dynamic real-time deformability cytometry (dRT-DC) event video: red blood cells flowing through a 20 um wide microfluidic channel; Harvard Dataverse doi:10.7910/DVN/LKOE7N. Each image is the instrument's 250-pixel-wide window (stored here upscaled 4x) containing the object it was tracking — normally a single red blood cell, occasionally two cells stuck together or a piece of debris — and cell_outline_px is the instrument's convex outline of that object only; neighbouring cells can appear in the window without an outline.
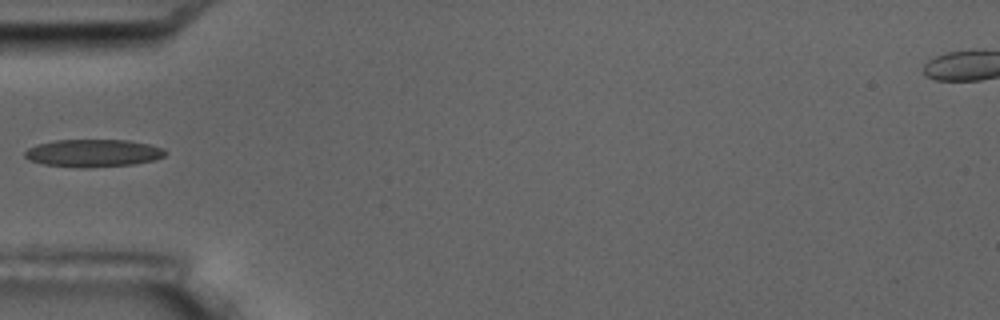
{"species": "common noctule bat (a hibernating species)", "species_latin": "Nyctalus noctula", "temperature_condition": "room temperature", "stored_images_in_passage": 2, "camera_frame_rate_fps": 3000, "um_per_image_px": 0.085, "animal": {"sex": "male", "body_mass_g": 17.5, "forearm_length_mm": 52.3}, "frame": {"image": 1, "passage_image": 2, "time_ms": 1.0, "image_size_px": [1000, 320], "cell_outline_px": [[168, 152], [164, 156], [156, 160], [132, 164], [84, 168], [80, 168], [44, 164], [28, 160], [24, 156], [24, 152], [28, 148], [36, 144], [56, 140], [128, 140], [148, 144], [164, 148]], "centroid_in_image_um": [7.92, 13.01], "position_along_channel_um": 77.1, "area_um2": 22.72}}